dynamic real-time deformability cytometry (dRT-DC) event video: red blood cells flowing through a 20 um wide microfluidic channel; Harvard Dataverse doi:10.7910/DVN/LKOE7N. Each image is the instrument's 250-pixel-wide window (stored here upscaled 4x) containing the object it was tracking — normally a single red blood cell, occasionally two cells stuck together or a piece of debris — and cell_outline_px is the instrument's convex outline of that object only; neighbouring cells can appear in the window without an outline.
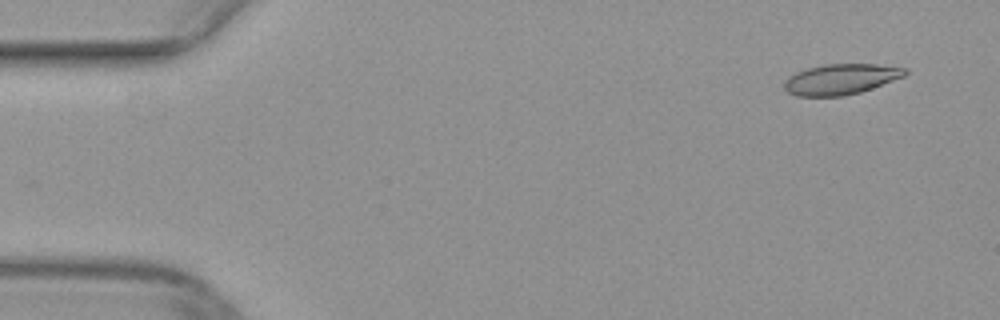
{"species": "common noctule bat (a hibernating species)", "species_latin": "Nyctalus noctula", "temperature_condition": "warm", "stored_images_in_passage": 9, "camera_frame_rate_fps": 3000, "um_per_image_px": 0.085, "animal": {"sex": "female", "body_mass_g": 29.2, "forearm_length_mm": 56.3}, "frame": {"image": 1, "passage_image": 1, "time_ms": 0.0, "image_size_px": [1000, 320], "cell_outline_px": [[908, 72], [904, 76], [872, 88], [860, 92], [844, 96], [796, 96], [788, 92], [784, 88], [784, 80], [788, 76], [796, 72], [808, 68], [824, 64], [876, 64], [908, 68]], "centroid_in_image_um": [71.46, 6.73], "position_along_channel_um": 13.5, "area_um2": 21.56}}